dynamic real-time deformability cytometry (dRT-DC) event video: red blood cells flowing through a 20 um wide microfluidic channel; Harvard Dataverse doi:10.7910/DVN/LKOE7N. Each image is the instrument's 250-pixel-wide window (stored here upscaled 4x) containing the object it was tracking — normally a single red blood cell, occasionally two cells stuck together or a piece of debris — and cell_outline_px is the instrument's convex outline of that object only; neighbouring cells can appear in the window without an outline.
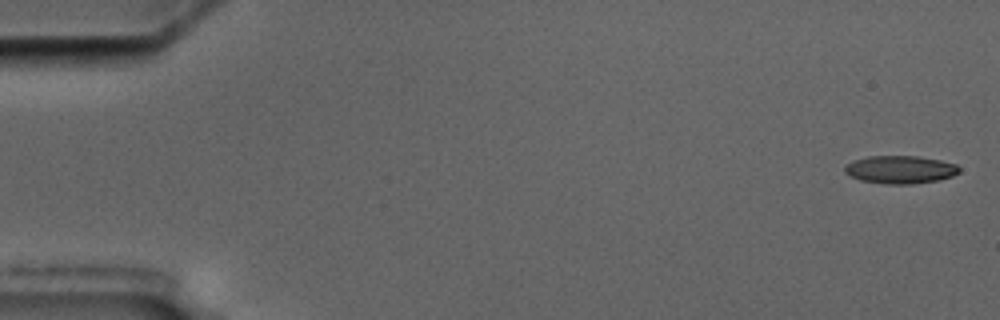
{"species": "common noctule bat (a hibernating species)", "species_latin": "Nyctalus noctula", "temperature_condition": "cold", "stored_images_in_passage": 5, "camera_frame_rate_fps": 3000, "um_per_image_px": 0.085, "animal": {"sex": "male", "body_mass_g": 17.5, "forearm_length_mm": 52.3}, "frame": {"image": 1, "passage_image": 1, "time_ms": 0.0, "image_size_px": [1000, 320], "cell_outline_px": [[960, 172], [952, 176], [940, 180], [912, 184], [888, 184], [860, 180], [844, 172], [844, 164], [852, 160], [868, 156], [916, 156], [940, 160], [956, 164], [960, 168]], "centroid_in_image_um": [76.51, 14.41], "position_along_channel_um": 8.5, "area_um2": 18.73}}
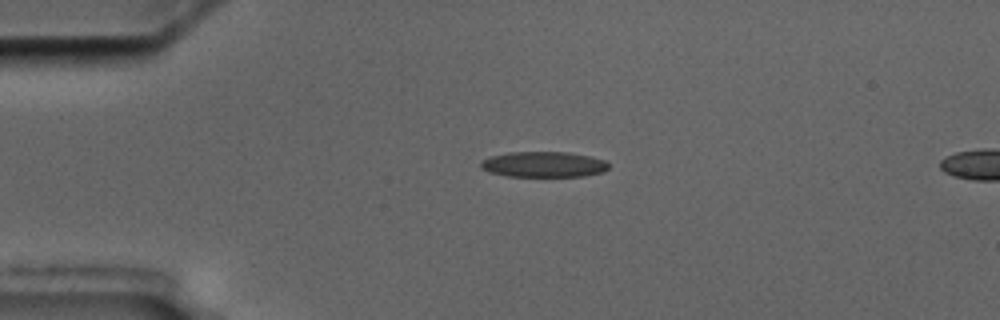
{"frame": {"image": 2, "passage_image": 4, "time_ms": 4.0, "image_size_px": [1000, 320], "cell_outline_px": [[608, 168], [604, 172], [584, 176], [508, 176], [488, 172], [480, 168], [480, 160], [488, 156], [508, 152], [568, 152], [592, 156], [604, 160], [608, 164]], "centroid_in_image_um": [46.17, 13.97], "position_along_channel_um": 38.8, "area_um2": 19.31}}